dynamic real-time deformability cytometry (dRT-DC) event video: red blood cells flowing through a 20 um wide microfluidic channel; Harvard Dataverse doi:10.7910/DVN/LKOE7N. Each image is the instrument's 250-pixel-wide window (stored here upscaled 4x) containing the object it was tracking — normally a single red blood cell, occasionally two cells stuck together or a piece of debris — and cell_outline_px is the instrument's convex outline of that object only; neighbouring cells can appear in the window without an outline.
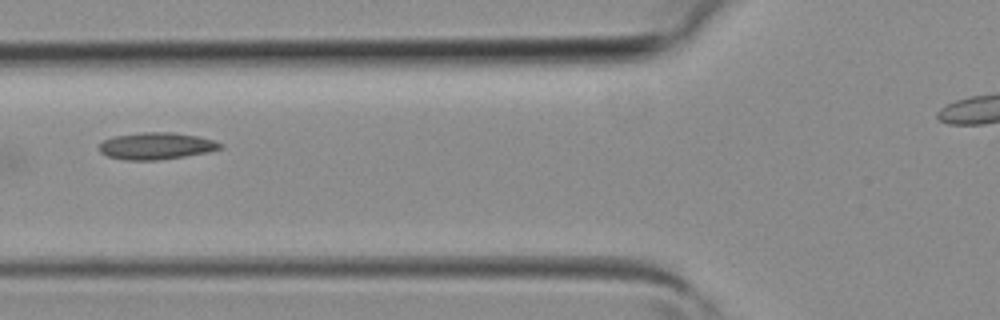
{"species": "common noctule bat (a hibernating species)", "species_latin": "Nyctalus noctula", "temperature_condition": "room temperature", "stored_images_in_passage": 6, "camera_frame_rate_fps": 3000, "um_per_image_px": 0.085, "animal": {"sex": "female", "body_mass_g": 19.3, "forearm_length_mm": 54.1}, "frame": {"image": 1, "passage_image": 6, "time_ms": 1.667, "image_size_px": [1000, 320], "cell_outline_px": [[224, 148], [208, 152], [184, 156], [156, 160], [124, 160], [108, 156], [100, 152], [100, 144], [104, 140], [112, 136], [144, 132], [172, 132], [200, 136], [224, 144]], "centroid_in_image_um": [13.31, 12.4], "position_along_channel_um": 112.5, "area_um2": 19.02}}